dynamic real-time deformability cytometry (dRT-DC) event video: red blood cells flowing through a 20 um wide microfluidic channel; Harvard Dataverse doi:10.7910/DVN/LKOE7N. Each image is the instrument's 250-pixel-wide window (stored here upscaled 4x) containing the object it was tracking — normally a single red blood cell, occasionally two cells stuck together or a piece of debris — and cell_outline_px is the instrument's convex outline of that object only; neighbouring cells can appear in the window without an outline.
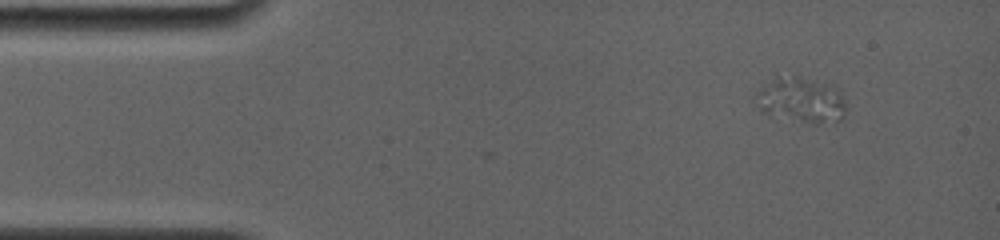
{"species": "common noctule bat (a hibernating species)", "species_latin": "Nyctalus noctula", "temperature_condition": "room temperature", "stored_images_in_passage": 52, "camera_frame_rate_fps": 4000, "um_per_image_px": 0.085, "animal": {"sex": "female", "body_mass_g": 19.0, "forearm_length_mm": 56.7}, "frame": {"image": 1, "passage_image": 1, "time_ms": 0.0, "image_size_px": [1000, 240], "cell_outline_px": [[844, 116], [840, 120], [820, 124], [816, 124], [768, 116], [752, 100], [752, 96], [760, 84], [776, 76], [796, 76], [836, 84], [840, 88], [844, 96]], "centroid_in_image_um": [68.05, 8.47], "position_along_channel_um": 17.0, "area_um2": 25.03}}
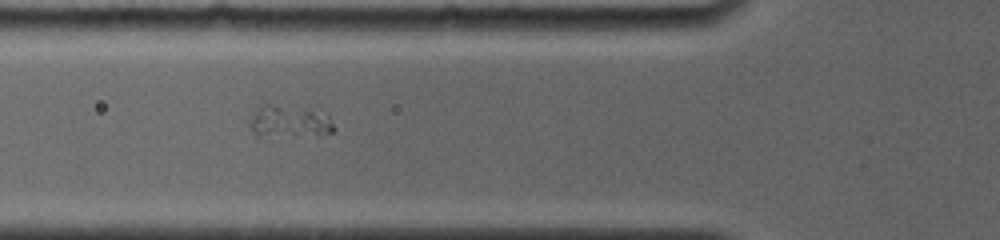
{"frame": {"image": 2, "passage_image": 20, "time_ms": 4.5, "image_size_px": [1000, 240], "cell_outline_px": [[336, 128], [332, 132], [256, 132], [248, 124], [256, 108], [264, 100], [328, 112]], "centroid_in_image_um": [24.62, 10.12], "position_along_channel_um": 101.2, "area_um2": 14.97}}
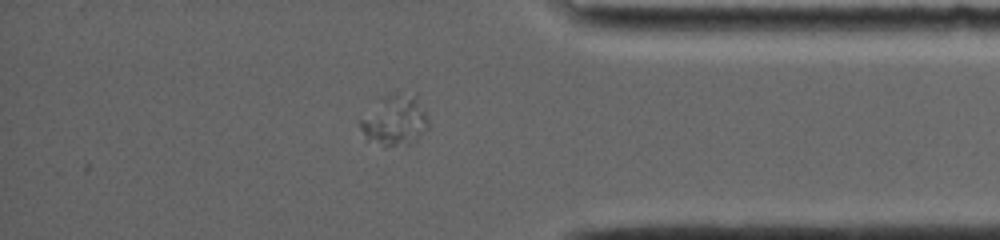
{"frame": {"image": 3, "passage_image": 52, "time_ms": 12.75, "image_size_px": [1000, 240], "cell_outline_px": [[428, 128], [416, 140], [408, 144], [384, 148], [364, 140], [360, 128], [360, 120], [380, 96], [416, 96], [428, 120]], "centroid_in_image_um": [33.49, 10.33], "position_along_channel_um": 401.7, "area_um2": 19.88}}